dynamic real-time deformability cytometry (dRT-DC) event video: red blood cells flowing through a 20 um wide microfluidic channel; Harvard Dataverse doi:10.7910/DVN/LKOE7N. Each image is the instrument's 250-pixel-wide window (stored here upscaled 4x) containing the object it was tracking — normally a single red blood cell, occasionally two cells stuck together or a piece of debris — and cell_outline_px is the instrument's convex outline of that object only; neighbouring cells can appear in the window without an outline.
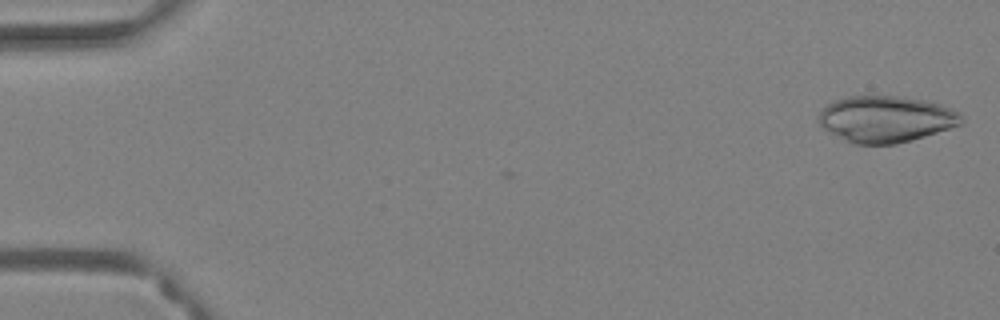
{"species": "Egyptian fruit bat (a non-hibernating species)", "species_latin": "Rousettus aegyptiacus", "temperature_condition": "warm", "stored_images_in_passage": 2, "camera_frame_rate_fps": 3000, "um_per_image_px": 0.085, "animal": {"sex": "female"}, "frame": {"image": 1, "passage_image": 2, "time_ms": 0.333, "image_size_px": [1000, 320], "cell_outline_px": [[964, 120], [960, 124], [912, 140], [896, 144], [856, 144], [844, 140], [824, 128], [820, 124], [820, 112], [832, 100], [848, 96], [900, 96], [924, 100], [940, 104], [952, 108], [960, 112], [964, 116]], "centroid_in_image_um": [75.33, 10.11], "position_along_channel_um": 9.7, "area_um2": 38.44}}